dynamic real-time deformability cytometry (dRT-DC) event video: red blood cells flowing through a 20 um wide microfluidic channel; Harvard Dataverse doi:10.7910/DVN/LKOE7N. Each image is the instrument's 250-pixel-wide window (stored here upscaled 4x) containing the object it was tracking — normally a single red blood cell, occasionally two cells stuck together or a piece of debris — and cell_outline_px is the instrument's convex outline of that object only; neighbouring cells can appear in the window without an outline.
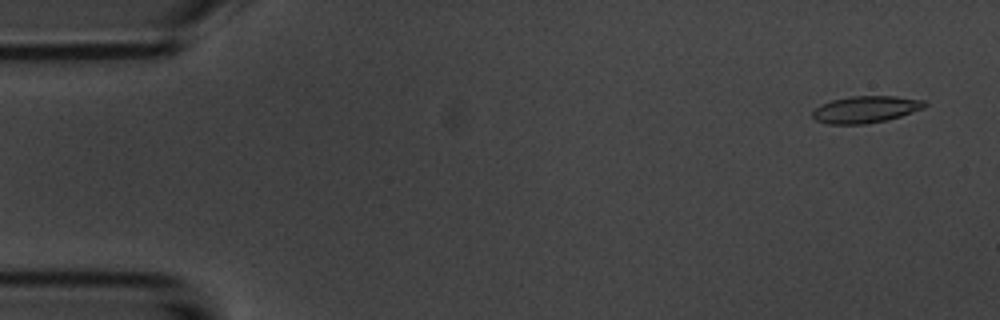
{"species": "common noctule bat (a hibernating species)", "species_latin": "Nyctalus noctula", "temperature_condition": "room temperature", "stored_images_in_passage": 4, "camera_frame_rate_fps": 3000, "um_per_image_px": 0.085, "animal": {"sex": "male", "body_mass_g": 20.1, "forearm_length_mm": 53.5}, "frame": {"image": 1, "passage_image": 1, "time_ms": 0.0, "image_size_px": [1000, 320], "cell_outline_px": [[928, 104], [924, 108], [888, 120], [864, 124], [828, 124], [816, 120], [812, 116], [812, 112], [820, 104], [832, 100], [852, 96], [896, 96], [924, 100]], "centroid_in_image_um": [73.59, 9.3], "position_along_channel_um": 11.4, "area_um2": 17.57}}